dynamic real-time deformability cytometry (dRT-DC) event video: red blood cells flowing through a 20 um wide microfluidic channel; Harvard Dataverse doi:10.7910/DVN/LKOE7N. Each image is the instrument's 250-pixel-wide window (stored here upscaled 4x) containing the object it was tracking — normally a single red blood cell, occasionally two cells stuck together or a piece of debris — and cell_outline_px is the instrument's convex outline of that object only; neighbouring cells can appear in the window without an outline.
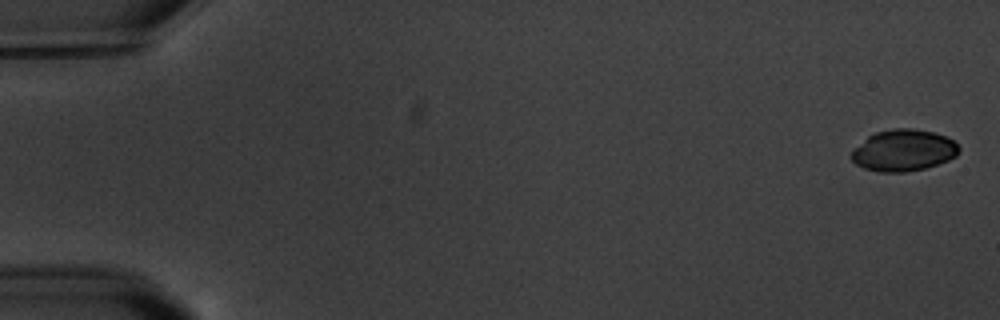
{"species": "common noctule bat (a hibernating species)", "species_latin": "Nyctalus noctula", "temperature_condition": "warm", "stored_images_in_passage": 6, "camera_frame_rate_fps": 3000, "um_per_image_px": 0.085, "animal": {"sex": "male", "body_mass_g": 20.1, "forearm_length_mm": 53.5}, "frame": {"image": 1, "passage_image": 1, "time_ms": 0.0, "image_size_px": [1000, 320], "cell_outline_px": [[960, 148], [956, 156], [948, 160], [924, 168], [904, 172], [880, 172], [864, 168], [856, 164], [852, 160], [852, 148], [868, 136], [876, 132], [892, 128], [912, 128], [932, 132], [944, 136], [952, 140]], "centroid_in_image_um": [76.76, 12.78], "position_along_channel_um": 8.2, "area_um2": 25.89}}
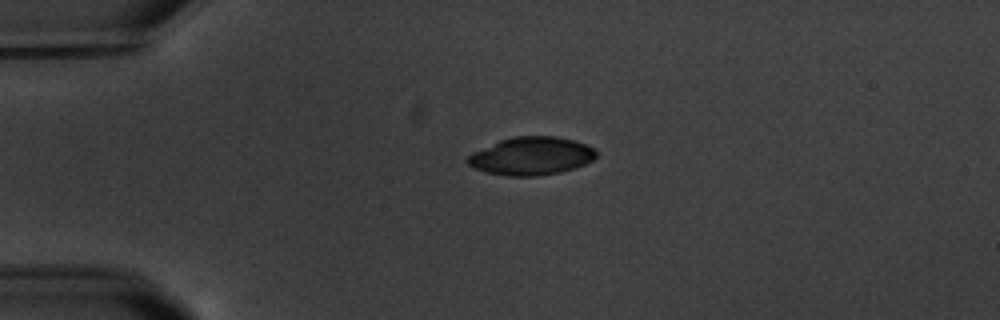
{"frame": {"image": 2, "passage_image": 5, "time_ms": 4.333, "image_size_px": [1000, 320], "cell_outline_px": [[596, 156], [592, 160], [584, 164], [560, 172], [536, 176], [508, 176], [488, 172], [476, 168], [468, 164], [464, 160], [472, 152], [500, 140], [516, 136], [556, 136], [572, 140], [596, 148]], "centroid_in_image_um": [45.15, 13.26], "position_along_channel_um": 39.9, "area_um2": 28.26}}